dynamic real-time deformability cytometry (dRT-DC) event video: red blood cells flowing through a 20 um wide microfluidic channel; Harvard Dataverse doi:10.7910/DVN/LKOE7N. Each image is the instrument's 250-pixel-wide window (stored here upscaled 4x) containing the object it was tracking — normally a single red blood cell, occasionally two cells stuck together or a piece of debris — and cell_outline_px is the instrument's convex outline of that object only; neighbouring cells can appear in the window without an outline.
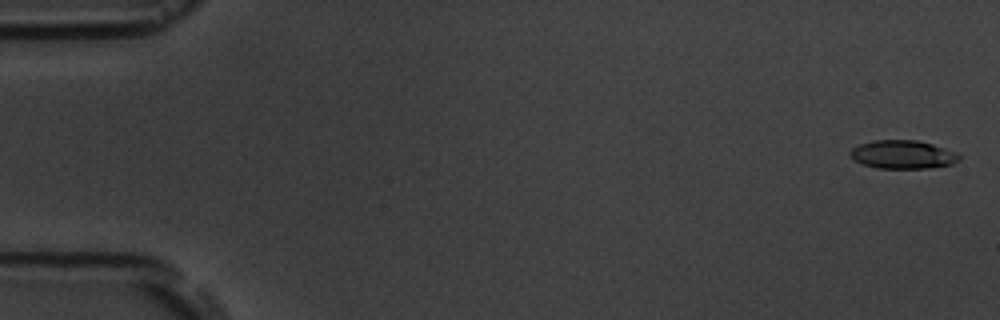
{"species": "common noctule bat (a hibernating species)", "species_latin": "Nyctalus noctula", "temperature_condition": "room temperature", "stored_images_in_passage": 5, "camera_frame_rate_fps": 3000, "um_per_image_px": 0.085, "animal": {"sex": "male", "body_mass_g": 19.5, "forearm_length_mm": 54.6}, "frame": {"image": 1, "passage_image": 1, "time_ms": 0.0, "image_size_px": [1000, 320], "cell_outline_px": [[960, 160], [952, 164], [928, 168], [876, 168], [852, 160], [852, 148], [860, 144], [876, 140], [916, 140], [932, 144], [956, 152], [960, 156]], "centroid_in_image_um": [76.76, 13.14], "position_along_channel_um": 8.2, "area_um2": 17.86}}
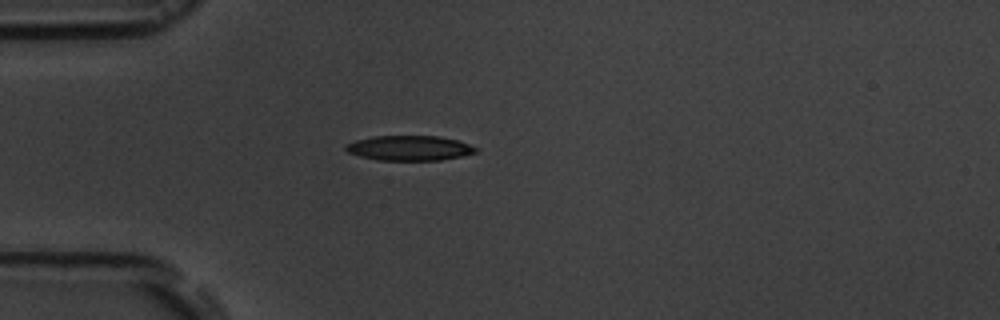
{"frame": {"image": 2, "passage_image": 5, "time_ms": 4.667, "image_size_px": [1000, 320], "cell_outline_px": [[476, 152], [464, 156], [440, 160], [376, 160], [360, 156], [348, 152], [344, 148], [344, 144], [356, 140], [376, 136], [440, 136], [456, 140], [468, 144], [476, 148]], "centroid_in_image_um": [34.77, 12.59], "position_along_channel_um": 50.2, "area_um2": 18.84}}